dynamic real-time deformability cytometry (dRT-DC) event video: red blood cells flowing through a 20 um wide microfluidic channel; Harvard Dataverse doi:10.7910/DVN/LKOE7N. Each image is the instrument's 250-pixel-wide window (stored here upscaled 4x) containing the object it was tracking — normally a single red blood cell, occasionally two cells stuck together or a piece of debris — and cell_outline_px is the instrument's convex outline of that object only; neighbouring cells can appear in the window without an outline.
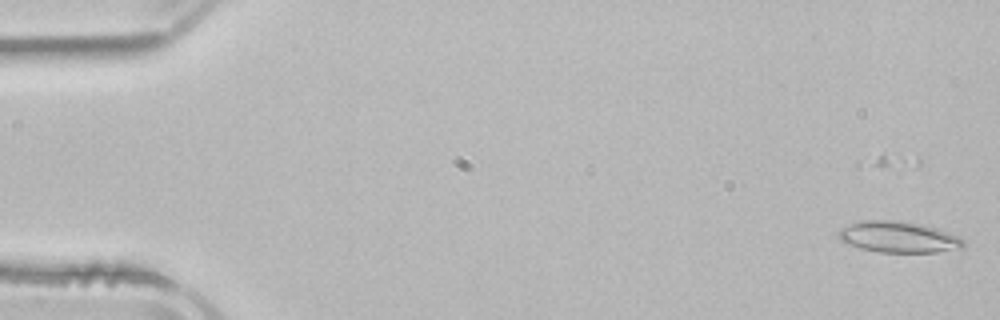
{"species": "common noctule bat (a hibernating species)", "species_latin": "Nyctalus noctula", "temperature_condition": "room temperature", "stored_images_in_passage": 3, "camera_frame_rate_fps": 3000, "um_per_image_px": 0.085, "animal": {"sex": "male", "body_mass_g": 21.5, "forearm_length_mm": 52.0}, "frame": {"image": 1, "passage_image": 1, "time_ms": 0.0, "image_size_px": [1000, 320], "cell_outline_px": [[964, 248], [936, 252], [880, 252], [860, 248], [840, 240], [836, 236], [836, 232], [840, 228], [860, 220], [900, 220], [920, 224], [936, 228], [960, 236], [964, 240]], "centroid_in_image_um": [76.36, 20.14], "position_along_channel_um": 8.6, "area_um2": 22.89}}